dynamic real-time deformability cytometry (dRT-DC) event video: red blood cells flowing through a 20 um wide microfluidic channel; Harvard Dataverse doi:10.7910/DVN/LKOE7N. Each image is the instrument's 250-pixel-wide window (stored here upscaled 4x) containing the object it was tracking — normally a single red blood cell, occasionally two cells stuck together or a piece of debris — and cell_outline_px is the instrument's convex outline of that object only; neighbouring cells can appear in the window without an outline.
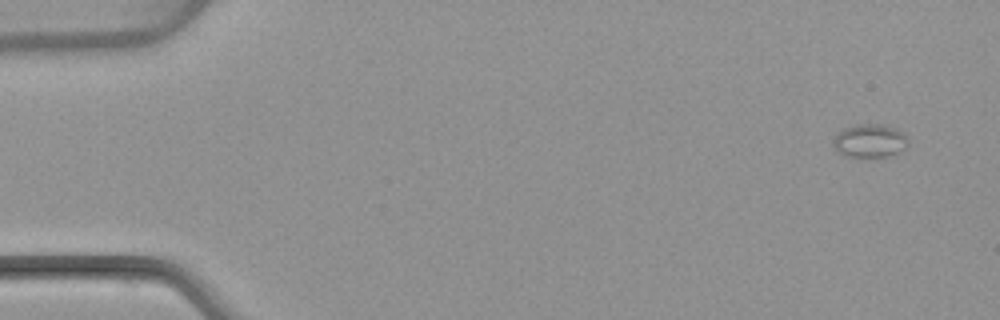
{"species": "common noctule bat (a hibernating species)", "species_latin": "Nyctalus noctula", "temperature_condition": "warm", "stored_images_in_passage": 4, "camera_frame_rate_fps": 3000, "um_per_image_px": 0.085, "animal": {"sex": "female", "body_mass_g": 22.7, "forearm_length_mm": 54.2}, "frame": {"image": 1, "passage_image": 1, "time_ms": 0.0, "image_size_px": [1000, 320], "cell_outline_px": [[908, 144], [904, 148], [888, 156], [848, 156], [840, 152], [832, 144], [832, 140], [844, 128], [856, 124], [884, 124], [896, 128], [904, 132], [908, 136]], "centroid_in_image_um": [73.97, 11.93], "position_along_channel_um": 11.0, "area_um2": 14.39}}